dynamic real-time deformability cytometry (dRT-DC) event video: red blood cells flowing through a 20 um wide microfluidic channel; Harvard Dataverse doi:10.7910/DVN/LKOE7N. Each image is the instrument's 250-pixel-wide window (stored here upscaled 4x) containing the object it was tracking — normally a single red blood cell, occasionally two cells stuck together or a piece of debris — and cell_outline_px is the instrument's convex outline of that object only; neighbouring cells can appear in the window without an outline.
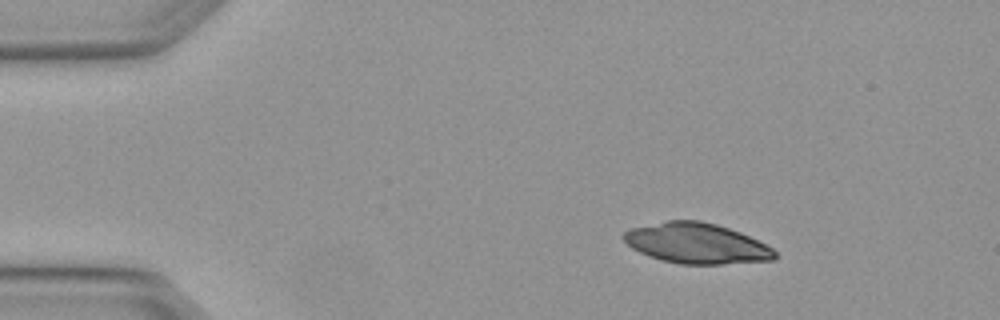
{"species": "Egyptian fruit bat (a non-hibernating species)", "species_latin": "Rousettus aegyptiacus", "temperature_condition": "warm", "stored_images_in_passage": 4, "camera_frame_rate_fps": 3000, "um_per_image_px": 0.085, "animal": {"sex": "female"}, "frame": {"image": 1, "passage_image": 1, "time_ms": 0.0, "image_size_px": [1000, 320], "cell_outline_px": [[776, 256], [772, 260], [720, 264], [680, 264], [660, 260], [648, 256], [632, 248], [620, 236], [624, 232], [632, 228], [668, 220], [700, 220], [716, 224], [740, 232], [772, 248], [776, 252]], "centroid_in_image_um": [59.17, 20.68], "position_along_channel_um": 25.8, "area_um2": 35.43}}